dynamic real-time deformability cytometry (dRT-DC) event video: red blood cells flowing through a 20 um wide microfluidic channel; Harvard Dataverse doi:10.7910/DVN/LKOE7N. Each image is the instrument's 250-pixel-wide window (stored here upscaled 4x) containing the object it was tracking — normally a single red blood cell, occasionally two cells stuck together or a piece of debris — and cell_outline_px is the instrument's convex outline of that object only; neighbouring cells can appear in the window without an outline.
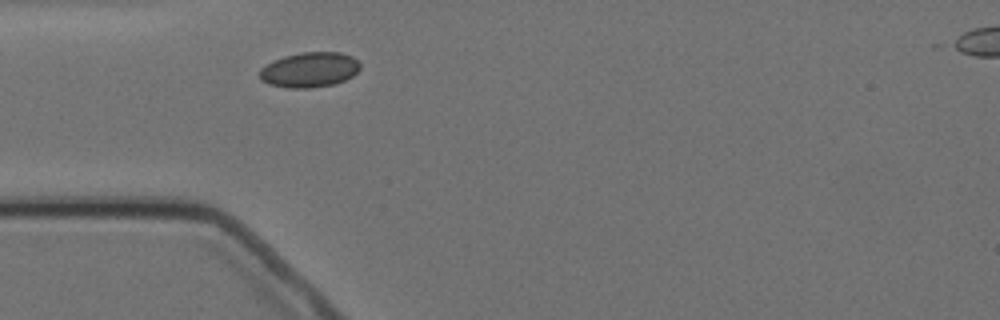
{"species": "Egyptian fruit bat (a non-hibernating species)", "species_latin": "Rousettus aegyptiacus", "temperature_condition": "cold", "stored_images_in_passage": 2, "camera_frame_rate_fps": 3000, "um_per_image_px": 0.085, "animal": {"sex": "female"}, "frame": {"image": 1, "passage_image": 1, "time_ms": 0.0, "image_size_px": [1000, 320], "cell_outline_px": [[360, 68], [352, 76], [344, 80], [332, 84], [308, 88], [288, 88], [268, 84], [260, 80], [260, 68], [284, 56], [300, 52], [340, 52], [352, 56], [360, 64]], "centroid_in_image_um": [26.3, 5.93], "position_along_channel_um": 58.7, "area_um2": 20.4}}